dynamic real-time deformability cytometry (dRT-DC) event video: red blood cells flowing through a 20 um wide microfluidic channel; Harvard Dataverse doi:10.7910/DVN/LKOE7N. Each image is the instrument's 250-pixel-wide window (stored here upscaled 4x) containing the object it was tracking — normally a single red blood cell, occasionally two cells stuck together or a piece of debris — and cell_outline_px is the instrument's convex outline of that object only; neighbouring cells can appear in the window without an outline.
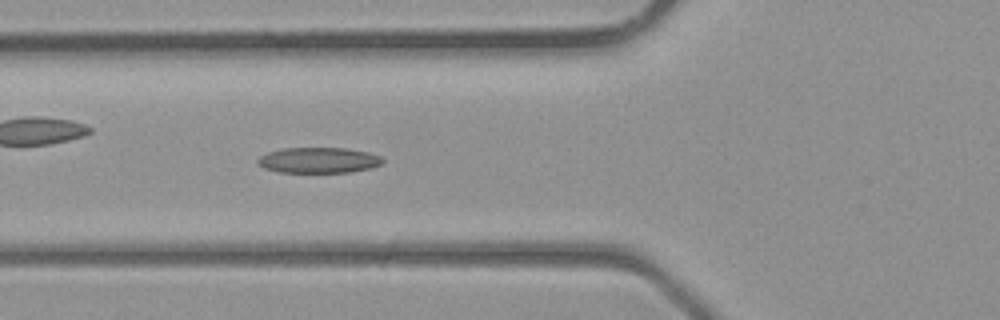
{"species": "common noctule bat (a hibernating species)", "species_latin": "Nyctalus noctula", "temperature_condition": "room temperature", "stored_images_in_passage": 39, "camera_frame_rate_fps": 3000, "um_per_image_px": 0.085, "animal": {"sex": "male", "body_mass_g": 23.1, "forearm_length_mm": 52.7}, "frame": {"image": 1, "passage_image": 14, "time_ms": 4.333, "image_size_px": [1000, 320], "cell_outline_px": [[384, 164], [372, 168], [348, 172], [280, 172], [264, 168], [256, 164], [256, 160], [260, 156], [268, 152], [284, 148], [344, 148], [368, 152], [380, 156], [384, 160]], "centroid_in_image_um": [27.09, 13.62], "position_along_channel_um": 98.7, "area_um2": 18.73}}
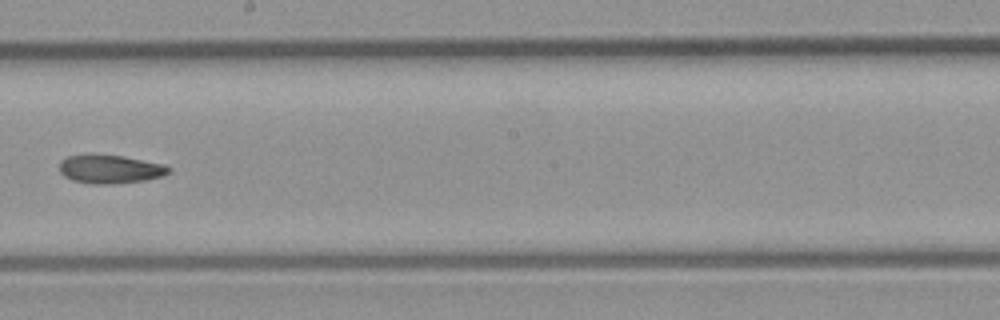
{"frame": {"image": 2, "passage_image": 22, "time_ms": 7.0, "image_size_px": [1000, 320], "cell_outline_px": [[172, 168], [168, 172], [160, 176], [144, 180], [116, 184], [92, 184], [72, 180], [64, 176], [60, 172], [60, 160], [68, 156], [88, 152], [124, 156], [164, 164]], "centroid_in_image_um": [9.3, 14.34], "position_along_channel_um": 238.9, "area_um2": 18.61}}
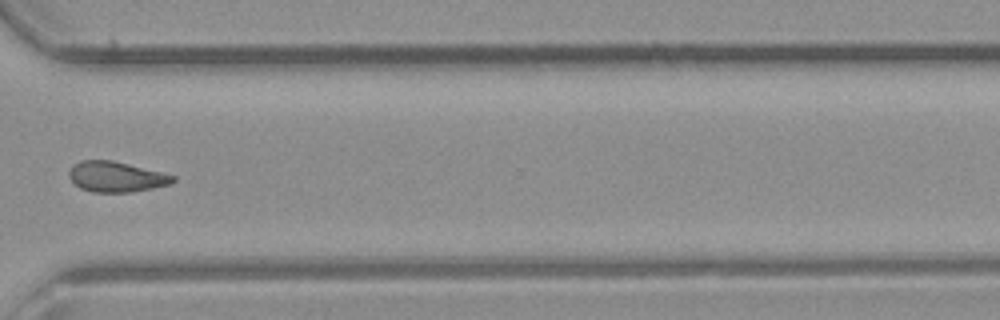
{"frame": {"image": 3, "passage_image": 29, "time_ms": 9.333, "image_size_px": [1000, 320], "cell_outline_px": [[176, 180], [172, 184], [152, 188], [128, 192], [92, 192], [80, 188], [68, 176], [68, 172], [72, 164], [80, 160], [112, 160], [176, 176]], "centroid_in_image_um": [9.85, 15.02], "position_along_channel_um": 360.7, "area_um2": 18.38}}